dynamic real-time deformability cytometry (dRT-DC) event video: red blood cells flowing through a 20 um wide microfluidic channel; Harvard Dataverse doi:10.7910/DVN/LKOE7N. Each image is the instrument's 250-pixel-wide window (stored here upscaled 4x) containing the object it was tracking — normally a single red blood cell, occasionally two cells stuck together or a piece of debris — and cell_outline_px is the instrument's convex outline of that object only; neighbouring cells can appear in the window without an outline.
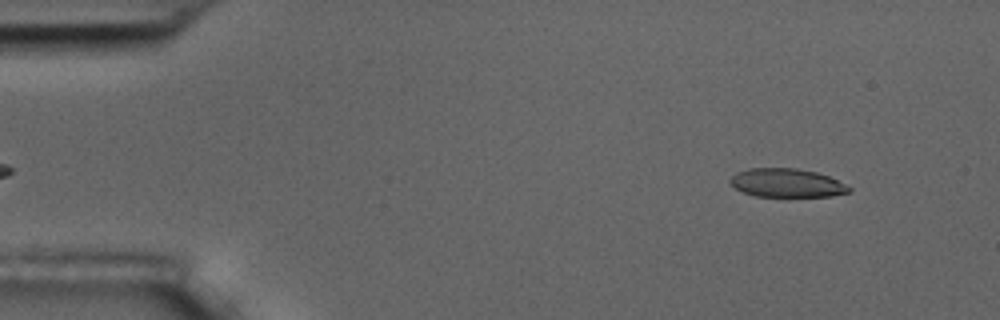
{"species": "common noctule bat (a hibernating species)", "species_latin": "Nyctalus noctula", "temperature_condition": "room temperature", "stored_images_in_passage": 4, "camera_frame_rate_fps": 3000, "um_per_image_px": 0.085, "animal": {"sex": "male", "body_mass_g": 17.5, "forearm_length_mm": 52.3}, "frame": {"image": 1, "passage_image": 1, "time_ms": 0.0, "image_size_px": [1000, 320], "cell_outline_px": [[852, 188], [848, 192], [832, 196], [756, 196], [744, 192], [736, 188], [728, 180], [736, 172], [748, 168], [796, 168], [816, 172], [828, 176]], "centroid_in_image_um": [66.85, 15.54], "position_along_channel_um": 18.2, "area_um2": 19.59}}
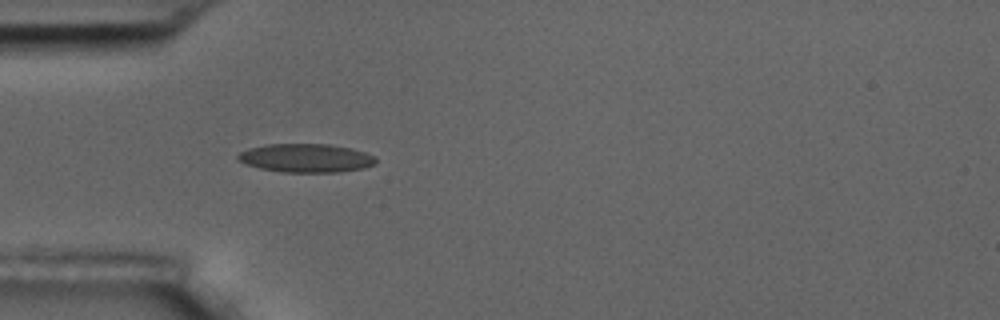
{"frame": {"image": 2, "passage_image": 4, "time_ms": 3.667, "image_size_px": [1000, 320], "cell_outline_px": [[376, 164], [364, 168], [340, 172], [284, 172], [260, 168], [236, 160], [236, 156], [240, 152], [248, 148], [268, 144], [328, 144], [352, 148], [376, 156]], "centroid_in_image_um": [26.03, 13.43], "position_along_channel_um": 59.0, "area_um2": 23.06}}